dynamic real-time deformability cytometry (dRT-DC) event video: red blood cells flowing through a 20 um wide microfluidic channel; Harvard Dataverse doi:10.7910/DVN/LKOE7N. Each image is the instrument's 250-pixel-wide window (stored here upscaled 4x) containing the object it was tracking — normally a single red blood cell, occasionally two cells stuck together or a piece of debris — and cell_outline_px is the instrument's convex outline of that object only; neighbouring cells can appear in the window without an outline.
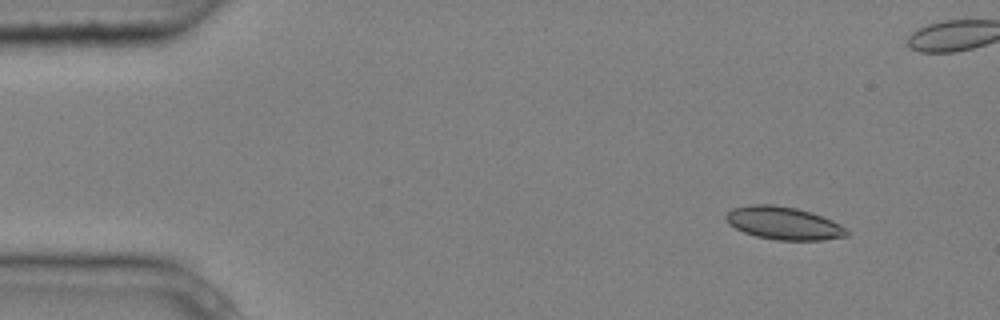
{"species": "common noctule bat (a hibernating species)", "species_latin": "Nyctalus noctula", "temperature_condition": "cold", "stored_images_in_passage": 4, "camera_frame_rate_fps": 3000, "um_per_image_px": 0.085, "animal": {"sex": "male", "body_mass_g": 20.4}, "frame": {"image": 1, "passage_image": 1, "time_ms": 0.0, "image_size_px": [1000, 320], "cell_outline_px": [[848, 236], [820, 240], [776, 240], [756, 236], [744, 232], [728, 224], [724, 216], [732, 208], [752, 204], [776, 204], [796, 208], [812, 212], [832, 220], [840, 224], [848, 232]], "centroid_in_image_um": [66.59, 18.96], "position_along_channel_um": 18.4, "area_um2": 23.18}}